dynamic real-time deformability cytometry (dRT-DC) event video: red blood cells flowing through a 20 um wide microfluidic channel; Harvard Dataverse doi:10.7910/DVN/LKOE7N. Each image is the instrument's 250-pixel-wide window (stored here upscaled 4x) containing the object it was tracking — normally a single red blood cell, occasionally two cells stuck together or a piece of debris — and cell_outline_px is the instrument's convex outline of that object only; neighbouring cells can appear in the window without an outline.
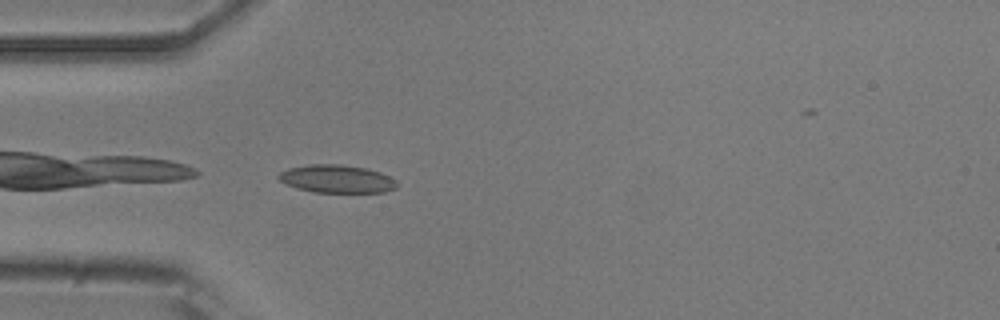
{"species": "common noctule bat (a hibernating species)", "species_latin": "Nyctalus noctula", "temperature_condition": "room temperature", "stored_images_in_passage": 7, "camera_frame_rate_fps": 3000, "um_per_image_px": 0.085, "animal": {"sex": "male", "body_mass_g": 20.5, "forearm_length_mm": 52.5}, "frame": {"image": 1, "passage_image": 7, "time_ms": 7.667, "image_size_px": [1000, 320], "cell_outline_px": [[396, 188], [384, 192], [312, 192], [296, 188], [280, 180], [276, 176], [280, 172], [288, 168], [308, 164], [340, 164], [368, 168], [380, 172], [396, 180]], "centroid_in_image_um": [28.61, 15.19], "position_along_channel_um": 56.4, "area_um2": 19.31}}